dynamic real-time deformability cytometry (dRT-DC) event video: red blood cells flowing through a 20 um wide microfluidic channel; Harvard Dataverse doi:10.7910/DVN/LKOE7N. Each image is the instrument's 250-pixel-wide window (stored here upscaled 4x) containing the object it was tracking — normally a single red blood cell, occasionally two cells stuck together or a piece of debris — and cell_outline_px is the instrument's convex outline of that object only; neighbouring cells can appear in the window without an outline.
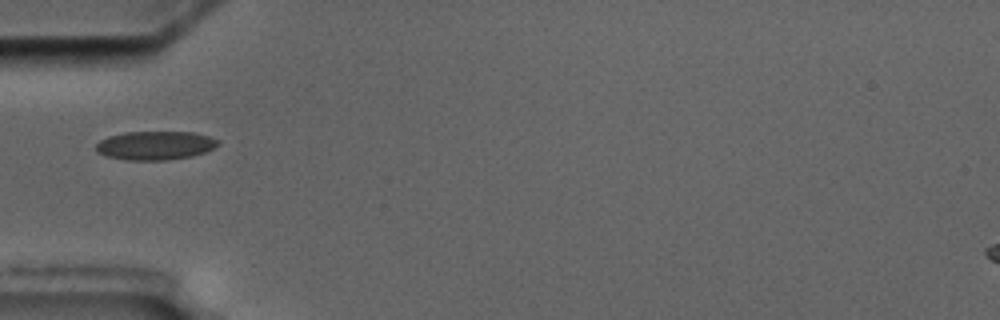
{"species": "common noctule bat (a hibernating species)", "species_latin": "Nyctalus noctula", "temperature_condition": "cold", "stored_images_in_passage": 13, "camera_frame_rate_fps": 3000, "um_per_image_px": 0.085, "animal": {"sex": "male", "body_mass_g": 17.5, "forearm_length_mm": 52.3}, "frame": {"image": 1, "passage_image": 3, "time_ms": 3.333, "image_size_px": [1000, 320], "cell_outline_px": [[220, 144], [204, 152], [192, 156], [164, 160], [124, 160], [108, 156], [96, 152], [96, 144], [100, 140], [108, 136], [124, 132], [196, 132], [220, 140]], "centroid_in_image_um": [13.19, 12.36], "position_along_channel_um": 71.8, "area_um2": 20.46}}
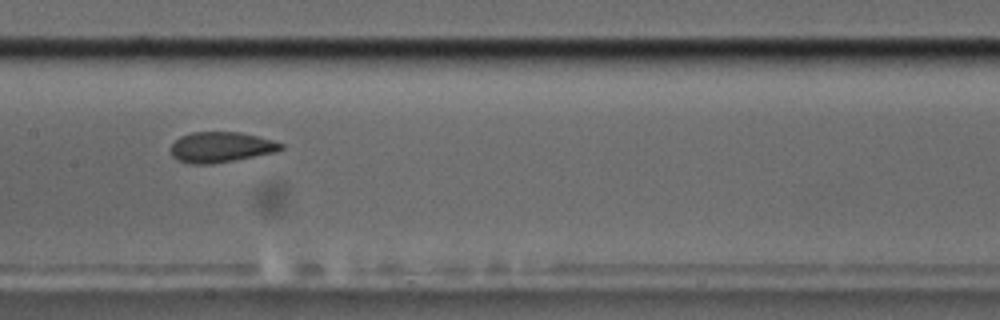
{"frame": {"image": 2, "passage_image": 6, "time_ms": 6.667, "image_size_px": [1000, 320], "cell_outline_px": [[284, 148], [276, 152], [212, 164], [192, 164], [176, 160], [172, 156], [168, 148], [180, 136], [192, 132], [240, 132], [272, 140], [284, 144]], "centroid_in_image_um": [18.74, 12.51], "position_along_channel_um": 188.7, "area_um2": 19.65}}
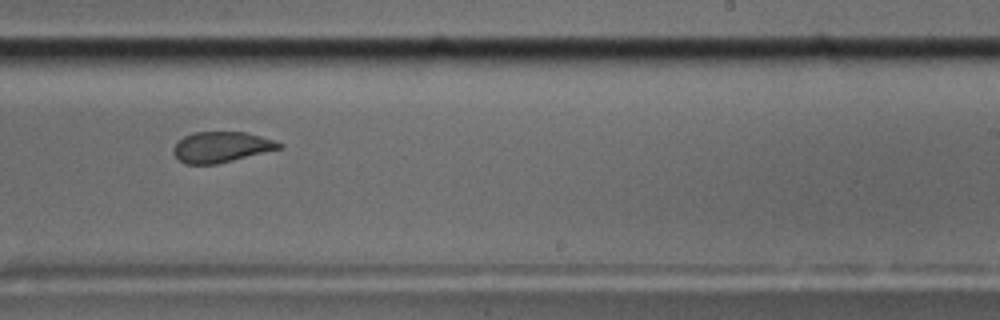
{"frame": {"image": 3, "passage_image": 8, "time_ms": 9.0, "image_size_px": [1000, 320], "cell_outline_px": [[284, 148], [216, 164], [184, 164], [172, 152], [172, 148], [184, 136], [192, 132], [244, 132], [276, 140], [284, 144]], "centroid_in_image_um": [18.84, 12.5], "position_along_channel_um": 270.2, "area_um2": 18.96}, "authors_computed_cell_mechanics": {"area_um2": 19.7098, "velocity_mm_per_s": 3.5108, "shape_relaxation_time_tau1_ms": null, "shape_relaxation_time_tau2_ms": 1.8521, "deformation_change_tau1": null, "deformation_change_tau2": 0.0713}}